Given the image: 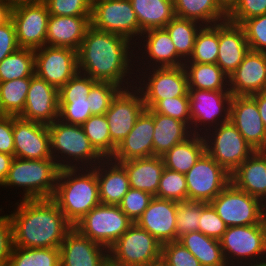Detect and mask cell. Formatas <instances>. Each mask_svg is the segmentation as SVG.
<instances>
[{
    "instance_id": "8d00e7d4",
    "label": "cell",
    "mask_w": 266,
    "mask_h": 266,
    "mask_svg": "<svg viewBox=\"0 0 266 266\" xmlns=\"http://www.w3.org/2000/svg\"><path fill=\"white\" fill-rule=\"evenodd\" d=\"M203 27L200 23L175 16L164 29L169 33L177 54L187 61L191 57L196 36Z\"/></svg>"
},
{
    "instance_id": "4316f807",
    "label": "cell",
    "mask_w": 266,
    "mask_h": 266,
    "mask_svg": "<svg viewBox=\"0 0 266 266\" xmlns=\"http://www.w3.org/2000/svg\"><path fill=\"white\" fill-rule=\"evenodd\" d=\"M91 16L50 15L47 26L46 45L68 47L79 50L87 29L91 26Z\"/></svg>"
},
{
    "instance_id": "89a4df30",
    "label": "cell",
    "mask_w": 266,
    "mask_h": 266,
    "mask_svg": "<svg viewBox=\"0 0 266 266\" xmlns=\"http://www.w3.org/2000/svg\"><path fill=\"white\" fill-rule=\"evenodd\" d=\"M250 266H266V263L265 264H261V265H250Z\"/></svg>"
},
{
    "instance_id": "9f6ffc18",
    "label": "cell",
    "mask_w": 266,
    "mask_h": 266,
    "mask_svg": "<svg viewBox=\"0 0 266 266\" xmlns=\"http://www.w3.org/2000/svg\"><path fill=\"white\" fill-rule=\"evenodd\" d=\"M4 207H0V266H7L8 260L14 248L11 218L4 213Z\"/></svg>"
},
{
    "instance_id": "db71d44e",
    "label": "cell",
    "mask_w": 266,
    "mask_h": 266,
    "mask_svg": "<svg viewBox=\"0 0 266 266\" xmlns=\"http://www.w3.org/2000/svg\"><path fill=\"white\" fill-rule=\"evenodd\" d=\"M96 82L91 77L78 72L58 90V98L59 100L87 99L91 87Z\"/></svg>"
},
{
    "instance_id": "f1b7e54d",
    "label": "cell",
    "mask_w": 266,
    "mask_h": 266,
    "mask_svg": "<svg viewBox=\"0 0 266 266\" xmlns=\"http://www.w3.org/2000/svg\"><path fill=\"white\" fill-rule=\"evenodd\" d=\"M231 183L239 190L266 203V154L253 152L231 175Z\"/></svg>"
},
{
    "instance_id": "7a4b0ae2",
    "label": "cell",
    "mask_w": 266,
    "mask_h": 266,
    "mask_svg": "<svg viewBox=\"0 0 266 266\" xmlns=\"http://www.w3.org/2000/svg\"><path fill=\"white\" fill-rule=\"evenodd\" d=\"M13 206L15 208H13ZM9 212L13 245L21 248H60L74 227L51 199H18Z\"/></svg>"
},
{
    "instance_id": "cb8c5ba5",
    "label": "cell",
    "mask_w": 266,
    "mask_h": 266,
    "mask_svg": "<svg viewBox=\"0 0 266 266\" xmlns=\"http://www.w3.org/2000/svg\"><path fill=\"white\" fill-rule=\"evenodd\" d=\"M136 224L161 244L176 241V201L153 197Z\"/></svg>"
},
{
    "instance_id": "be15d7a7",
    "label": "cell",
    "mask_w": 266,
    "mask_h": 266,
    "mask_svg": "<svg viewBox=\"0 0 266 266\" xmlns=\"http://www.w3.org/2000/svg\"><path fill=\"white\" fill-rule=\"evenodd\" d=\"M239 0H218L222 8L228 13Z\"/></svg>"
},
{
    "instance_id": "83f0119b",
    "label": "cell",
    "mask_w": 266,
    "mask_h": 266,
    "mask_svg": "<svg viewBox=\"0 0 266 266\" xmlns=\"http://www.w3.org/2000/svg\"><path fill=\"white\" fill-rule=\"evenodd\" d=\"M93 169L96 171L100 203L119 205L130 189L124 166L111 158H104Z\"/></svg>"
},
{
    "instance_id": "a7ac6f4b",
    "label": "cell",
    "mask_w": 266,
    "mask_h": 266,
    "mask_svg": "<svg viewBox=\"0 0 266 266\" xmlns=\"http://www.w3.org/2000/svg\"><path fill=\"white\" fill-rule=\"evenodd\" d=\"M4 116V114L2 113L1 109H0V118H2Z\"/></svg>"
},
{
    "instance_id": "5bb4252c",
    "label": "cell",
    "mask_w": 266,
    "mask_h": 266,
    "mask_svg": "<svg viewBox=\"0 0 266 266\" xmlns=\"http://www.w3.org/2000/svg\"><path fill=\"white\" fill-rule=\"evenodd\" d=\"M187 200L210 203L230 182V174L205 152L185 174Z\"/></svg>"
},
{
    "instance_id": "c3c4849f",
    "label": "cell",
    "mask_w": 266,
    "mask_h": 266,
    "mask_svg": "<svg viewBox=\"0 0 266 266\" xmlns=\"http://www.w3.org/2000/svg\"><path fill=\"white\" fill-rule=\"evenodd\" d=\"M91 116L87 99L59 100L60 121L81 126Z\"/></svg>"
},
{
    "instance_id": "ffe728a7",
    "label": "cell",
    "mask_w": 266,
    "mask_h": 266,
    "mask_svg": "<svg viewBox=\"0 0 266 266\" xmlns=\"http://www.w3.org/2000/svg\"><path fill=\"white\" fill-rule=\"evenodd\" d=\"M19 117L50 125L59 117L58 89L36 74L30 77L23 112Z\"/></svg>"
},
{
    "instance_id": "9c48e42d",
    "label": "cell",
    "mask_w": 266,
    "mask_h": 266,
    "mask_svg": "<svg viewBox=\"0 0 266 266\" xmlns=\"http://www.w3.org/2000/svg\"><path fill=\"white\" fill-rule=\"evenodd\" d=\"M210 204L227 227L266 224L265 204L231 182Z\"/></svg>"
},
{
    "instance_id": "f5cc1de1",
    "label": "cell",
    "mask_w": 266,
    "mask_h": 266,
    "mask_svg": "<svg viewBox=\"0 0 266 266\" xmlns=\"http://www.w3.org/2000/svg\"><path fill=\"white\" fill-rule=\"evenodd\" d=\"M50 15L91 16L90 0H46Z\"/></svg>"
},
{
    "instance_id": "03108f58",
    "label": "cell",
    "mask_w": 266,
    "mask_h": 266,
    "mask_svg": "<svg viewBox=\"0 0 266 266\" xmlns=\"http://www.w3.org/2000/svg\"><path fill=\"white\" fill-rule=\"evenodd\" d=\"M105 266H117L115 264H113L110 260L105 264Z\"/></svg>"
},
{
    "instance_id": "e575fe53",
    "label": "cell",
    "mask_w": 266,
    "mask_h": 266,
    "mask_svg": "<svg viewBox=\"0 0 266 266\" xmlns=\"http://www.w3.org/2000/svg\"><path fill=\"white\" fill-rule=\"evenodd\" d=\"M188 89L229 90V76L217 64L184 62Z\"/></svg>"
},
{
    "instance_id": "d6986e66",
    "label": "cell",
    "mask_w": 266,
    "mask_h": 266,
    "mask_svg": "<svg viewBox=\"0 0 266 266\" xmlns=\"http://www.w3.org/2000/svg\"><path fill=\"white\" fill-rule=\"evenodd\" d=\"M14 157L53 159L48 125L13 116Z\"/></svg>"
},
{
    "instance_id": "6125c7cd",
    "label": "cell",
    "mask_w": 266,
    "mask_h": 266,
    "mask_svg": "<svg viewBox=\"0 0 266 266\" xmlns=\"http://www.w3.org/2000/svg\"><path fill=\"white\" fill-rule=\"evenodd\" d=\"M12 7L10 0H0V25L11 19Z\"/></svg>"
},
{
    "instance_id": "3957f363",
    "label": "cell",
    "mask_w": 266,
    "mask_h": 266,
    "mask_svg": "<svg viewBox=\"0 0 266 266\" xmlns=\"http://www.w3.org/2000/svg\"><path fill=\"white\" fill-rule=\"evenodd\" d=\"M51 199L74 226L100 204L96 171L93 168L60 169Z\"/></svg>"
},
{
    "instance_id": "b9f144b4",
    "label": "cell",
    "mask_w": 266,
    "mask_h": 266,
    "mask_svg": "<svg viewBox=\"0 0 266 266\" xmlns=\"http://www.w3.org/2000/svg\"><path fill=\"white\" fill-rule=\"evenodd\" d=\"M7 266H60L59 248L14 247Z\"/></svg>"
},
{
    "instance_id": "4dcf8cb0",
    "label": "cell",
    "mask_w": 266,
    "mask_h": 266,
    "mask_svg": "<svg viewBox=\"0 0 266 266\" xmlns=\"http://www.w3.org/2000/svg\"><path fill=\"white\" fill-rule=\"evenodd\" d=\"M146 110L153 116V156H163L176 144L185 141L192 135L190 128L182 121L154 112L151 108Z\"/></svg>"
},
{
    "instance_id": "f907efd6",
    "label": "cell",
    "mask_w": 266,
    "mask_h": 266,
    "mask_svg": "<svg viewBox=\"0 0 266 266\" xmlns=\"http://www.w3.org/2000/svg\"><path fill=\"white\" fill-rule=\"evenodd\" d=\"M153 197L145 191L130 187L119 204V207L133 223H136L149 206Z\"/></svg>"
},
{
    "instance_id": "d590c367",
    "label": "cell",
    "mask_w": 266,
    "mask_h": 266,
    "mask_svg": "<svg viewBox=\"0 0 266 266\" xmlns=\"http://www.w3.org/2000/svg\"><path fill=\"white\" fill-rule=\"evenodd\" d=\"M195 256L202 266H223L226 264L218 239L200 231L191 232L178 239Z\"/></svg>"
},
{
    "instance_id": "ee69618b",
    "label": "cell",
    "mask_w": 266,
    "mask_h": 266,
    "mask_svg": "<svg viewBox=\"0 0 266 266\" xmlns=\"http://www.w3.org/2000/svg\"><path fill=\"white\" fill-rule=\"evenodd\" d=\"M201 201L176 202V241L185 234L198 231Z\"/></svg>"
},
{
    "instance_id": "60d3db41",
    "label": "cell",
    "mask_w": 266,
    "mask_h": 266,
    "mask_svg": "<svg viewBox=\"0 0 266 266\" xmlns=\"http://www.w3.org/2000/svg\"><path fill=\"white\" fill-rule=\"evenodd\" d=\"M81 126L94 149L103 158H111L116 150V146L111 141L109 125L105 114L92 115Z\"/></svg>"
},
{
    "instance_id": "d6a6232c",
    "label": "cell",
    "mask_w": 266,
    "mask_h": 266,
    "mask_svg": "<svg viewBox=\"0 0 266 266\" xmlns=\"http://www.w3.org/2000/svg\"><path fill=\"white\" fill-rule=\"evenodd\" d=\"M175 16L214 25L227 20V12L218 0H173Z\"/></svg>"
},
{
    "instance_id": "277c9868",
    "label": "cell",
    "mask_w": 266,
    "mask_h": 266,
    "mask_svg": "<svg viewBox=\"0 0 266 266\" xmlns=\"http://www.w3.org/2000/svg\"><path fill=\"white\" fill-rule=\"evenodd\" d=\"M59 171L54 159L32 160L14 157L2 190L14 188V194L19 190L17 194L22 195L19 198L22 200L52 198Z\"/></svg>"
},
{
    "instance_id": "9a60e30c",
    "label": "cell",
    "mask_w": 266,
    "mask_h": 266,
    "mask_svg": "<svg viewBox=\"0 0 266 266\" xmlns=\"http://www.w3.org/2000/svg\"><path fill=\"white\" fill-rule=\"evenodd\" d=\"M184 62L164 28L143 32L135 43V69L178 67Z\"/></svg>"
},
{
    "instance_id": "7bdbcfd3",
    "label": "cell",
    "mask_w": 266,
    "mask_h": 266,
    "mask_svg": "<svg viewBox=\"0 0 266 266\" xmlns=\"http://www.w3.org/2000/svg\"><path fill=\"white\" fill-rule=\"evenodd\" d=\"M156 198L176 202L187 201L185 174L164 168L160 177Z\"/></svg>"
},
{
    "instance_id": "2e32d148",
    "label": "cell",
    "mask_w": 266,
    "mask_h": 266,
    "mask_svg": "<svg viewBox=\"0 0 266 266\" xmlns=\"http://www.w3.org/2000/svg\"><path fill=\"white\" fill-rule=\"evenodd\" d=\"M35 74L58 90L78 72V52L68 47L43 46L34 50Z\"/></svg>"
},
{
    "instance_id": "91938a15",
    "label": "cell",
    "mask_w": 266,
    "mask_h": 266,
    "mask_svg": "<svg viewBox=\"0 0 266 266\" xmlns=\"http://www.w3.org/2000/svg\"><path fill=\"white\" fill-rule=\"evenodd\" d=\"M13 159L14 156L0 152V187H2L7 178Z\"/></svg>"
},
{
    "instance_id": "30bf717a",
    "label": "cell",
    "mask_w": 266,
    "mask_h": 266,
    "mask_svg": "<svg viewBox=\"0 0 266 266\" xmlns=\"http://www.w3.org/2000/svg\"><path fill=\"white\" fill-rule=\"evenodd\" d=\"M203 137L206 152L230 175L255 152L230 121L209 129Z\"/></svg>"
},
{
    "instance_id": "003e7915",
    "label": "cell",
    "mask_w": 266,
    "mask_h": 266,
    "mask_svg": "<svg viewBox=\"0 0 266 266\" xmlns=\"http://www.w3.org/2000/svg\"><path fill=\"white\" fill-rule=\"evenodd\" d=\"M261 151H262L264 154H266V144H265V146L261 149Z\"/></svg>"
},
{
    "instance_id": "7dc6e473",
    "label": "cell",
    "mask_w": 266,
    "mask_h": 266,
    "mask_svg": "<svg viewBox=\"0 0 266 266\" xmlns=\"http://www.w3.org/2000/svg\"><path fill=\"white\" fill-rule=\"evenodd\" d=\"M152 110L184 122L191 128L189 96H178L160 100Z\"/></svg>"
},
{
    "instance_id": "bcb514c9",
    "label": "cell",
    "mask_w": 266,
    "mask_h": 266,
    "mask_svg": "<svg viewBox=\"0 0 266 266\" xmlns=\"http://www.w3.org/2000/svg\"><path fill=\"white\" fill-rule=\"evenodd\" d=\"M162 266H202L198 259L178 241L162 244Z\"/></svg>"
},
{
    "instance_id": "f6af8a7d",
    "label": "cell",
    "mask_w": 266,
    "mask_h": 266,
    "mask_svg": "<svg viewBox=\"0 0 266 266\" xmlns=\"http://www.w3.org/2000/svg\"><path fill=\"white\" fill-rule=\"evenodd\" d=\"M121 89L114 83L97 81L87 96L91 115H104Z\"/></svg>"
},
{
    "instance_id": "6da1fadb",
    "label": "cell",
    "mask_w": 266,
    "mask_h": 266,
    "mask_svg": "<svg viewBox=\"0 0 266 266\" xmlns=\"http://www.w3.org/2000/svg\"><path fill=\"white\" fill-rule=\"evenodd\" d=\"M78 52V70L122 89L135 85V44L127 37L90 26Z\"/></svg>"
},
{
    "instance_id": "7c38bea8",
    "label": "cell",
    "mask_w": 266,
    "mask_h": 266,
    "mask_svg": "<svg viewBox=\"0 0 266 266\" xmlns=\"http://www.w3.org/2000/svg\"><path fill=\"white\" fill-rule=\"evenodd\" d=\"M132 224L119 205L100 203L78 221L74 228L109 249Z\"/></svg>"
},
{
    "instance_id": "f546056e",
    "label": "cell",
    "mask_w": 266,
    "mask_h": 266,
    "mask_svg": "<svg viewBox=\"0 0 266 266\" xmlns=\"http://www.w3.org/2000/svg\"><path fill=\"white\" fill-rule=\"evenodd\" d=\"M127 171L131 188L145 191L156 197L164 161L161 156L120 162Z\"/></svg>"
},
{
    "instance_id": "f35d334b",
    "label": "cell",
    "mask_w": 266,
    "mask_h": 266,
    "mask_svg": "<svg viewBox=\"0 0 266 266\" xmlns=\"http://www.w3.org/2000/svg\"><path fill=\"white\" fill-rule=\"evenodd\" d=\"M35 74L33 49L19 48L0 62V82L31 77Z\"/></svg>"
},
{
    "instance_id": "6f0895ef",
    "label": "cell",
    "mask_w": 266,
    "mask_h": 266,
    "mask_svg": "<svg viewBox=\"0 0 266 266\" xmlns=\"http://www.w3.org/2000/svg\"><path fill=\"white\" fill-rule=\"evenodd\" d=\"M16 29L12 19L0 25V62L19 49Z\"/></svg>"
},
{
    "instance_id": "ba28073f",
    "label": "cell",
    "mask_w": 266,
    "mask_h": 266,
    "mask_svg": "<svg viewBox=\"0 0 266 266\" xmlns=\"http://www.w3.org/2000/svg\"><path fill=\"white\" fill-rule=\"evenodd\" d=\"M161 246L149 232L133 223L109 248V260L117 266H154L161 261Z\"/></svg>"
},
{
    "instance_id": "1f68e13d",
    "label": "cell",
    "mask_w": 266,
    "mask_h": 266,
    "mask_svg": "<svg viewBox=\"0 0 266 266\" xmlns=\"http://www.w3.org/2000/svg\"><path fill=\"white\" fill-rule=\"evenodd\" d=\"M205 152L206 144L203 135L192 134L161 157L165 168L186 174Z\"/></svg>"
},
{
    "instance_id": "74e56055",
    "label": "cell",
    "mask_w": 266,
    "mask_h": 266,
    "mask_svg": "<svg viewBox=\"0 0 266 266\" xmlns=\"http://www.w3.org/2000/svg\"><path fill=\"white\" fill-rule=\"evenodd\" d=\"M30 77L0 82V109L6 116H19L23 110Z\"/></svg>"
},
{
    "instance_id": "816d5d0a",
    "label": "cell",
    "mask_w": 266,
    "mask_h": 266,
    "mask_svg": "<svg viewBox=\"0 0 266 266\" xmlns=\"http://www.w3.org/2000/svg\"><path fill=\"white\" fill-rule=\"evenodd\" d=\"M227 230V225L219 217L216 210L210 203L201 201V216L198 231L206 236L220 239Z\"/></svg>"
},
{
    "instance_id": "ab89813d",
    "label": "cell",
    "mask_w": 266,
    "mask_h": 266,
    "mask_svg": "<svg viewBox=\"0 0 266 266\" xmlns=\"http://www.w3.org/2000/svg\"><path fill=\"white\" fill-rule=\"evenodd\" d=\"M219 48V23L203 26L195 39L194 50L185 62L216 64Z\"/></svg>"
},
{
    "instance_id": "ac0fdd59",
    "label": "cell",
    "mask_w": 266,
    "mask_h": 266,
    "mask_svg": "<svg viewBox=\"0 0 266 266\" xmlns=\"http://www.w3.org/2000/svg\"><path fill=\"white\" fill-rule=\"evenodd\" d=\"M145 109L142 95L135 86L121 89L117 93L105 113L111 141L116 147L130 133Z\"/></svg>"
},
{
    "instance_id": "484cf974",
    "label": "cell",
    "mask_w": 266,
    "mask_h": 266,
    "mask_svg": "<svg viewBox=\"0 0 266 266\" xmlns=\"http://www.w3.org/2000/svg\"><path fill=\"white\" fill-rule=\"evenodd\" d=\"M241 25L225 20L219 23L217 65L228 75L232 74L249 51Z\"/></svg>"
},
{
    "instance_id": "d4e9b609",
    "label": "cell",
    "mask_w": 266,
    "mask_h": 266,
    "mask_svg": "<svg viewBox=\"0 0 266 266\" xmlns=\"http://www.w3.org/2000/svg\"><path fill=\"white\" fill-rule=\"evenodd\" d=\"M153 116L145 109L138 117L130 133L116 147L111 157L116 162L153 156Z\"/></svg>"
},
{
    "instance_id": "94428289",
    "label": "cell",
    "mask_w": 266,
    "mask_h": 266,
    "mask_svg": "<svg viewBox=\"0 0 266 266\" xmlns=\"http://www.w3.org/2000/svg\"><path fill=\"white\" fill-rule=\"evenodd\" d=\"M251 97L257 103V107H258L262 122L264 123V126L266 128V91L253 94L251 95Z\"/></svg>"
},
{
    "instance_id": "e0dca14e",
    "label": "cell",
    "mask_w": 266,
    "mask_h": 266,
    "mask_svg": "<svg viewBox=\"0 0 266 266\" xmlns=\"http://www.w3.org/2000/svg\"><path fill=\"white\" fill-rule=\"evenodd\" d=\"M50 14L46 3H23L12 7L20 48L39 49L46 45L47 26Z\"/></svg>"
},
{
    "instance_id": "7402d4cb",
    "label": "cell",
    "mask_w": 266,
    "mask_h": 266,
    "mask_svg": "<svg viewBox=\"0 0 266 266\" xmlns=\"http://www.w3.org/2000/svg\"><path fill=\"white\" fill-rule=\"evenodd\" d=\"M230 122L256 151L266 144V128L251 96H232Z\"/></svg>"
},
{
    "instance_id": "8992f818",
    "label": "cell",
    "mask_w": 266,
    "mask_h": 266,
    "mask_svg": "<svg viewBox=\"0 0 266 266\" xmlns=\"http://www.w3.org/2000/svg\"><path fill=\"white\" fill-rule=\"evenodd\" d=\"M219 242L231 266L266 263V224L227 227Z\"/></svg>"
},
{
    "instance_id": "4fadbf2b",
    "label": "cell",
    "mask_w": 266,
    "mask_h": 266,
    "mask_svg": "<svg viewBox=\"0 0 266 266\" xmlns=\"http://www.w3.org/2000/svg\"><path fill=\"white\" fill-rule=\"evenodd\" d=\"M90 22L93 28L122 35L134 44L141 36V28L130 0L93 2Z\"/></svg>"
},
{
    "instance_id": "11a10c76",
    "label": "cell",
    "mask_w": 266,
    "mask_h": 266,
    "mask_svg": "<svg viewBox=\"0 0 266 266\" xmlns=\"http://www.w3.org/2000/svg\"><path fill=\"white\" fill-rule=\"evenodd\" d=\"M266 14V0H239L227 13V20L241 25L245 20Z\"/></svg>"
},
{
    "instance_id": "603a6c76",
    "label": "cell",
    "mask_w": 266,
    "mask_h": 266,
    "mask_svg": "<svg viewBox=\"0 0 266 266\" xmlns=\"http://www.w3.org/2000/svg\"><path fill=\"white\" fill-rule=\"evenodd\" d=\"M232 96H251L266 91V52L249 50L229 76Z\"/></svg>"
},
{
    "instance_id": "681fc988",
    "label": "cell",
    "mask_w": 266,
    "mask_h": 266,
    "mask_svg": "<svg viewBox=\"0 0 266 266\" xmlns=\"http://www.w3.org/2000/svg\"><path fill=\"white\" fill-rule=\"evenodd\" d=\"M249 49L266 52V14L249 18L241 24Z\"/></svg>"
},
{
    "instance_id": "e7e4bbea",
    "label": "cell",
    "mask_w": 266,
    "mask_h": 266,
    "mask_svg": "<svg viewBox=\"0 0 266 266\" xmlns=\"http://www.w3.org/2000/svg\"><path fill=\"white\" fill-rule=\"evenodd\" d=\"M12 5H18L23 3H44L46 0H10Z\"/></svg>"
},
{
    "instance_id": "5b68a950",
    "label": "cell",
    "mask_w": 266,
    "mask_h": 266,
    "mask_svg": "<svg viewBox=\"0 0 266 266\" xmlns=\"http://www.w3.org/2000/svg\"><path fill=\"white\" fill-rule=\"evenodd\" d=\"M51 155L60 169L94 168L104 158L94 149L82 126L55 120L48 125Z\"/></svg>"
},
{
    "instance_id": "680465c9",
    "label": "cell",
    "mask_w": 266,
    "mask_h": 266,
    "mask_svg": "<svg viewBox=\"0 0 266 266\" xmlns=\"http://www.w3.org/2000/svg\"><path fill=\"white\" fill-rule=\"evenodd\" d=\"M0 152L14 156L13 116L0 118Z\"/></svg>"
},
{
    "instance_id": "44dd1931",
    "label": "cell",
    "mask_w": 266,
    "mask_h": 266,
    "mask_svg": "<svg viewBox=\"0 0 266 266\" xmlns=\"http://www.w3.org/2000/svg\"><path fill=\"white\" fill-rule=\"evenodd\" d=\"M60 266H105L109 249L72 228L59 248Z\"/></svg>"
},
{
    "instance_id": "52a82bcc",
    "label": "cell",
    "mask_w": 266,
    "mask_h": 266,
    "mask_svg": "<svg viewBox=\"0 0 266 266\" xmlns=\"http://www.w3.org/2000/svg\"><path fill=\"white\" fill-rule=\"evenodd\" d=\"M135 87L140 91L146 108L160 100L189 96L188 77L184 66L135 69Z\"/></svg>"
},
{
    "instance_id": "8fae6325",
    "label": "cell",
    "mask_w": 266,
    "mask_h": 266,
    "mask_svg": "<svg viewBox=\"0 0 266 266\" xmlns=\"http://www.w3.org/2000/svg\"><path fill=\"white\" fill-rule=\"evenodd\" d=\"M191 132L204 135L209 129L230 121L232 94L229 90L188 89Z\"/></svg>"
},
{
    "instance_id": "836d02e7",
    "label": "cell",
    "mask_w": 266,
    "mask_h": 266,
    "mask_svg": "<svg viewBox=\"0 0 266 266\" xmlns=\"http://www.w3.org/2000/svg\"><path fill=\"white\" fill-rule=\"evenodd\" d=\"M136 13L141 34L150 29L164 28L174 17L173 0H130Z\"/></svg>"
}]
</instances>
